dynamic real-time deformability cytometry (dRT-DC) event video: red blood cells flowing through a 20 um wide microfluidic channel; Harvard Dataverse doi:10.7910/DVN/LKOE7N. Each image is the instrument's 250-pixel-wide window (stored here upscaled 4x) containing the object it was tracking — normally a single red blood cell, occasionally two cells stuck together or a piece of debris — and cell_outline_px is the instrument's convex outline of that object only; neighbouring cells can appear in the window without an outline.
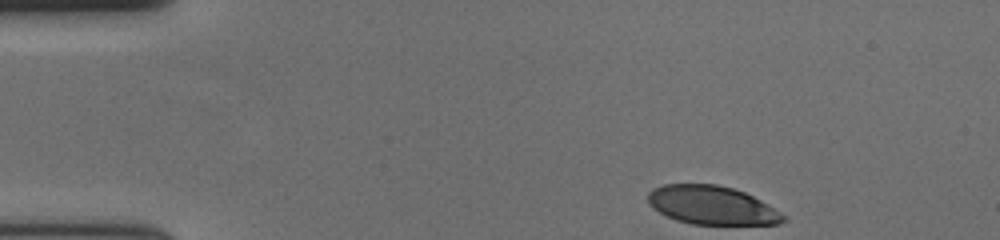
{"species": "human", "species_latin": "Homo sapiens", "temperature_condition": "cold", "stored_images_in_passage": 40, "camera_frame_rate_fps": 3000, "um_per_image_px": 0.085, "donor": {"sex": "female"}, "frame": {"image": 1, "passage_image": 1, "time_ms": 0.0, "image_size_px": [1000, 240], "cell_outline_px": [[788, 220], [780, 224], [692, 224], [676, 220], [652, 208], [648, 204], [648, 192], [652, 188], [664, 184], [716, 184], [732, 188], [744, 192], [760, 200], [788, 216]], "centroid_in_image_um": [60.52, 17.45], "position_along_channel_um": 24.5, "area_um2": 30.52}}
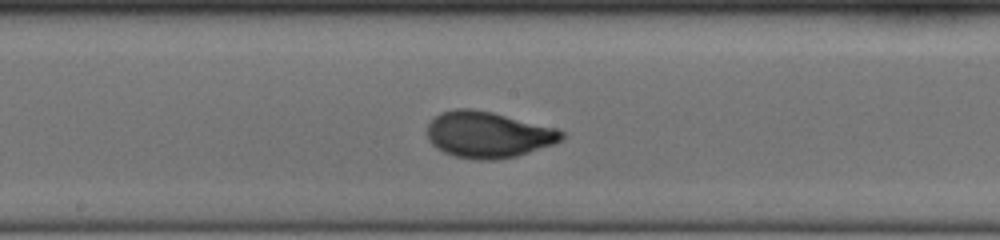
{"frame": {"image": 2, "passage_image": 23, "time_ms": 7.333, "image_size_px": [1000, 240], "cell_outline_px": [[564, 136], [556, 144], [516, 156], [496, 160], [472, 160], [456, 156], [444, 152], [436, 148], [428, 140], [428, 124], [440, 112], [456, 108], [472, 108], [492, 112], [560, 128], [564, 132]], "centroid_in_image_um": [41.52, 11.44], "position_along_channel_um": 206.7, "area_um2": 36.59}}
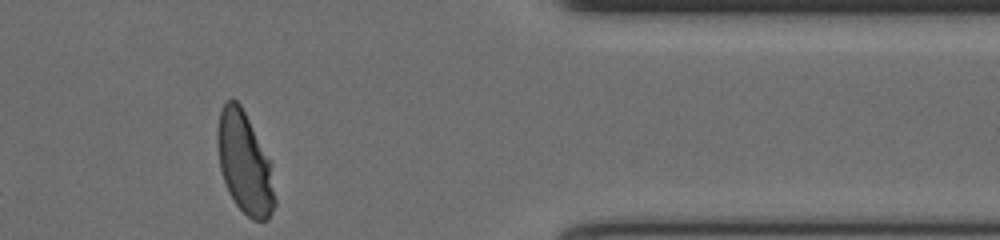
{"frame": {"image": 3, "passage_image": 40, "time_ms": 13.0, "image_size_px": [1000, 240], "cell_outline_px": [[276, 204], [268, 220], [252, 220], [236, 204], [228, 192], [220, 168], [216, 140], [216, 132], [220, 112], [224, 104], [232, 96], [240, 104], [268, 160], [276, 200]], "centroid_in_image_um": [20.75, 13.88], "position_along_channel_um": 390.6, "area_um2": 33.18}, "authors_computed_cell_mechanics": {"area_um2": 34.6222, "velocity_mm_per_s": 3.6332, "shape_relaxation_time_tau1_ms": 3.4026, "shape_relaxation_time_tau2_ms": null, "deformation_change_tau1": 0.1877, "deformation_change_tau2": null}}